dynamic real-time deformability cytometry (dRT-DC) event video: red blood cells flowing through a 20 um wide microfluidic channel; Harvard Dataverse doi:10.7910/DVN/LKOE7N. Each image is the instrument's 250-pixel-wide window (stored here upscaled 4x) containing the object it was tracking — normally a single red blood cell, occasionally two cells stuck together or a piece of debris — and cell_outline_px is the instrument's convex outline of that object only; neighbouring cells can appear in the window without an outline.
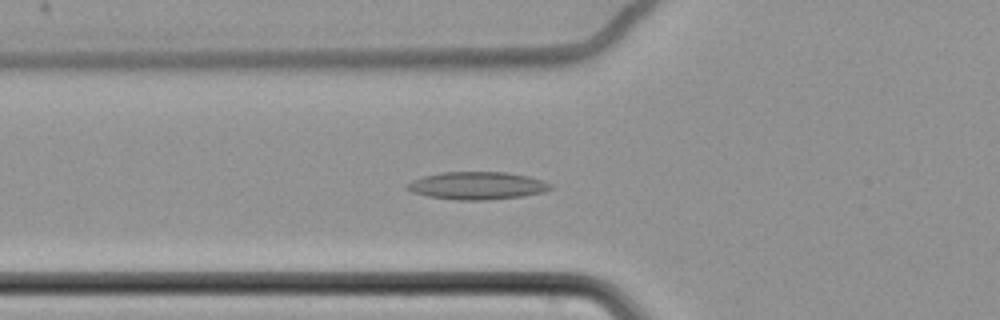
{"species": "common noctule bat (a hibernating species)", "species_latin": "Nyctalus noctula", "temperature_condition": "cold", "stored_images_in_passage": 65, "camera_frame_rate_fps": 3000, "um_per_image_px": 0.085, "animal": {"sex": "female", "body_mass_g": 22.7, "forearm_length_mm": 54.2}, "frame": {"image": 1, "passage_image": 27, "time_ms": 8.667, "image_size_px": [1000, 320], "cell_outline_px": [[552, 188], [544, 192], [524, 196], [484, 200], [456, 200], [428, 196], [412, 192], [404, 188], [404, 184], [412, 180], [424, 176], [440, 172], [508, 172], [528, 176], [544, 180], [552, 184]], "centroid_in_image_um": [40.55, 15.77], "position_along_channel_um": 85.2, "area_um2": 23.35}}
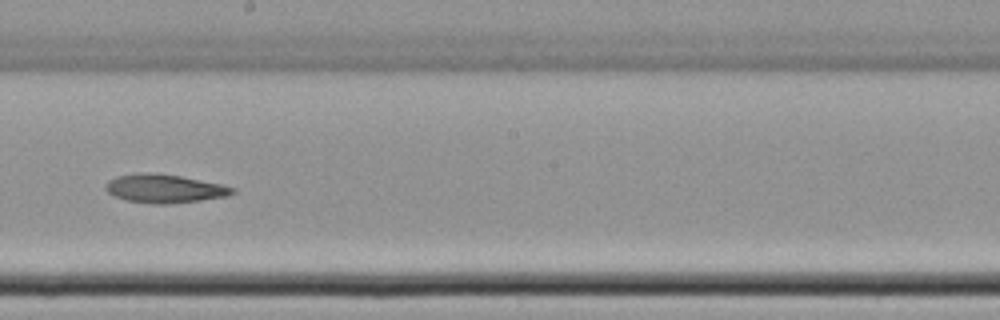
{"frame": {"image": 2, "passage_image": 40, "time_ms": 13.0, "image_size_px": [1000, 320], "cell_outline_px": [[236, 192], [228, 196], [200, 200], [168, 204], [156, 204], [128, 200], [116, 196], [108, 192], [104, 188], [104, 184], [108, 180], [116, 176], [140, 172], [180, 176], [220, 184], [236, 188]], "centroid_in_image_um": [13.97, 16.03], "position_along_channel_um": 234.2, "area_um2": 20.87}}
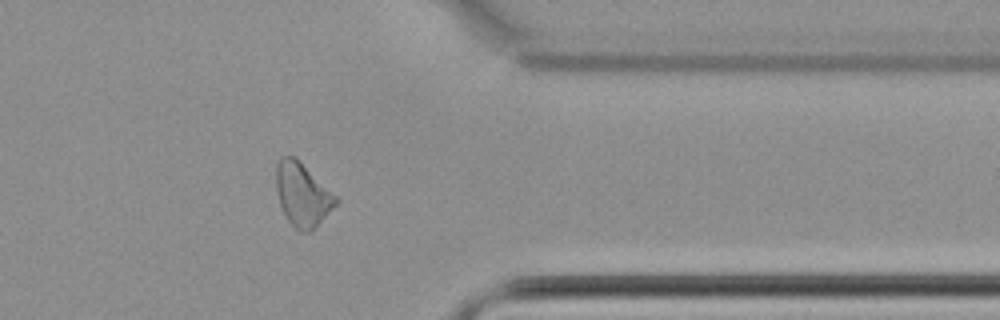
{"frame": {"image": 3, "passage_image": 54, "time_ms": 17.667, "image_size_px": [1000, 320], "cell_outline_px": [[340, 200], [316, 228], [308, 232], [300, 232], [288, 220], [280, 204], [276, 188], [276, 164], [280, 156], [296, 156]], "centroid_in_image_um": [25.71, 16.52], "position_along_channel_um": 385.7, "area_um2": 22.08}}